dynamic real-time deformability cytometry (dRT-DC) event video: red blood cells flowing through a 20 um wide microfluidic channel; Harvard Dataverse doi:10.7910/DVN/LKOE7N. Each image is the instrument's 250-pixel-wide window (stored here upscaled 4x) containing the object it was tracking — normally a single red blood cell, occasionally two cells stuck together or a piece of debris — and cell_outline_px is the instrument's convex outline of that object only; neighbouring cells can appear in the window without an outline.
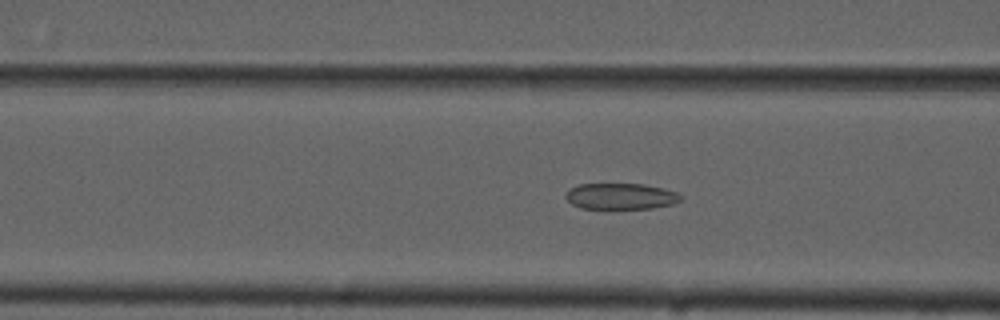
{"species": "common noctule bat (a hibernating species)", "species_latin": "Nyctalus noctula", "temperature_condition": "cold", "stored_images_in_passage": 55, "camera_frame_rate_fps": 3000, "um_per_image_px": 0.085, "animal": {"sex": "male", "forearm_length_mm": 52.5}, "frame": {"image": 1, "passage_image": 22, "time_ms": 7.0, "image_size_px": [1000, 320], "cell_outline_px": [[680, 200], [672, 204], [652, 208], [580, 208], [572, 204], [564, 196], [572, 188], [580, 184], [644, 184], [664, 188], [676, 192], [680, 196]], "centroid_in_image_um": [52.76, 16.68], "position_along_channel_um": 113.8, "area_um2": 17.22}}
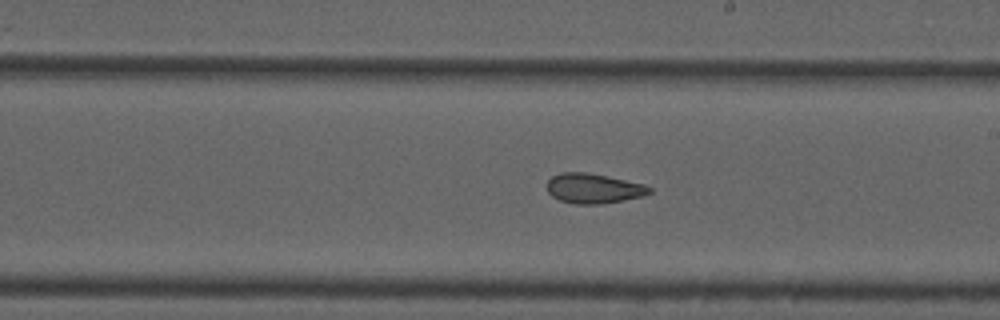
{"frame": {"image": 2, "passage_image": 32, "time_ms": 10.333, "image_size_px": [1000, 320], "cell_outline_px": [[652, 192], [640, 196], [600, 204], [576, 204], [560, 200], [552, 196], [548, 192], [548, 180], [552, 176], [560, 172], [588, 172], [644, 184], [652, 188]], "centroid_in_image_um": [50.42, 16.0], "position_along_channel_um": 238.6, "area_um2": 17.63}}
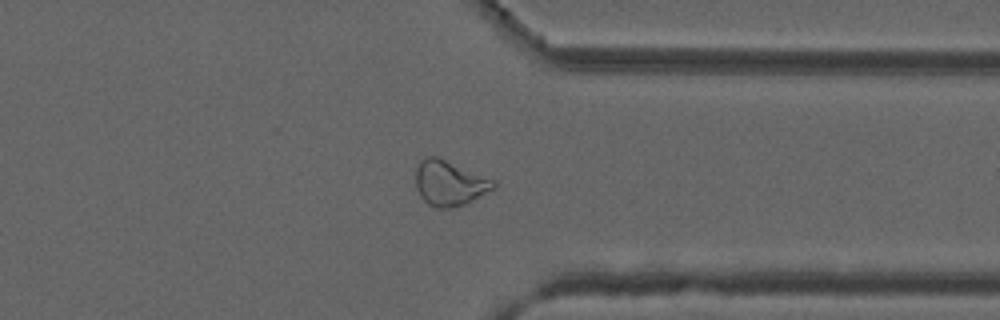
{"frame": {"image": 3, "passage_image": 43, "time_ms": 14.0, "image_size_px": [1000, 320], "cell_outline_px": [[496, 188], [464, 204], [452, 208], [436, 208], [428, 204], [420, 196], [416, 188], [416, 168], [420, 160], [428, 156], [436, 156], [496, 180]], "centroid_in_image_um": [38.21, 15.57], "position_along_channel_um": 373.2, "area_um2": 20.52}, "authors_computed_cell_mechanics": {"area_um2": 21.3282, "velocity_mm_per_s": 3.7363, "shape_relaxation_time_tau1_ms": null, "shape_relaxation_time_tau2_ms": 2.7252, "deformation_change_tau1": null, "deformation_change_tau2": 0.0743}}